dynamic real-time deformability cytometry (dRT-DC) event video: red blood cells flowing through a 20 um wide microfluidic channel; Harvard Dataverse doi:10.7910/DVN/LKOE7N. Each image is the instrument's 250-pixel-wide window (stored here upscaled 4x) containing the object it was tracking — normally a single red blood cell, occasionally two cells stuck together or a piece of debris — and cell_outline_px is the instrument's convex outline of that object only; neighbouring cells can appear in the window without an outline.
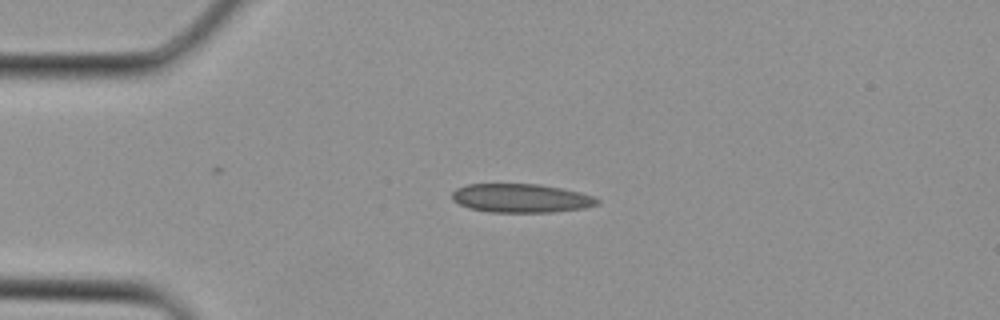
{"species": "Egyptian fruit bat (a non-hibernating species)", "species_latin": "Rousettus aegyptiacus", "temperature_condition": "cold", "stored_images_in_passage": 4, "camera_frame_rate_fps": 3000, "um_per_image_px": 0.085, "animal": {"sex": "female"}, "frame": {"image": 1, "passage_image": 4, "time_ms": 1.0, "image_size_px": [1000, 320], "cell_outline_px": [[600, 204], [584, 208], [552, 212], [488, 212], [468, 208], [452, 200], [452, 192], [456, 188], [468, 184], [540, 184], [580, 192], [592, 196], [600, 200]], "centroid_in_image_um": [44.28, 16.85], "position_along_channel_um": 40.7, "area_um2": 24.39}}